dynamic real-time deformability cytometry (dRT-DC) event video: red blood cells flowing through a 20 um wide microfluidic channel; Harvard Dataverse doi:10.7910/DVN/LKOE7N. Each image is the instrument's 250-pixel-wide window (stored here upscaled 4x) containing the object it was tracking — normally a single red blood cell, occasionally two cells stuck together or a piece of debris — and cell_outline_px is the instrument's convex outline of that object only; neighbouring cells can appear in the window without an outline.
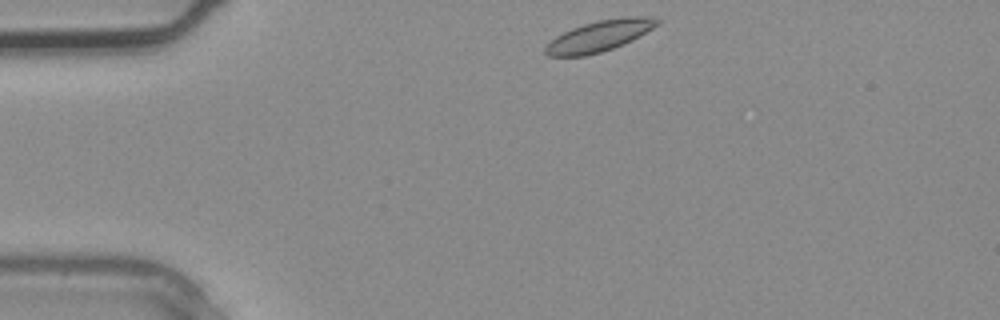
{"species": "common noctule bat (a hibernating species)", "species_latin": "Nyctalus noctula", "temperature_condition": "warm", "stored_images_in_passage": 2, "camera_frame_rate_fps": 3000, "um_per_image_px": 0.085, "animal": {"sex": "male", "body_mass_g": 20.4}, "frame": {"image": 1, "passage_image": 1, "time_ms": 0.0, "image_size_px": [1000, 320], "cell_outline_px": [[664, 20], [660, 24], [632, 40], [624, 44], [600, 52], [584, 56], [548, 56], [544, 52], [544, 48], [556, 36], [572, 28], [596, 20], [624, 16], [644, 16]], "centroid_in_image_um": [50.99, 3.04], "position_along_channel_um": 34.0, "area_um2": 20.17}}